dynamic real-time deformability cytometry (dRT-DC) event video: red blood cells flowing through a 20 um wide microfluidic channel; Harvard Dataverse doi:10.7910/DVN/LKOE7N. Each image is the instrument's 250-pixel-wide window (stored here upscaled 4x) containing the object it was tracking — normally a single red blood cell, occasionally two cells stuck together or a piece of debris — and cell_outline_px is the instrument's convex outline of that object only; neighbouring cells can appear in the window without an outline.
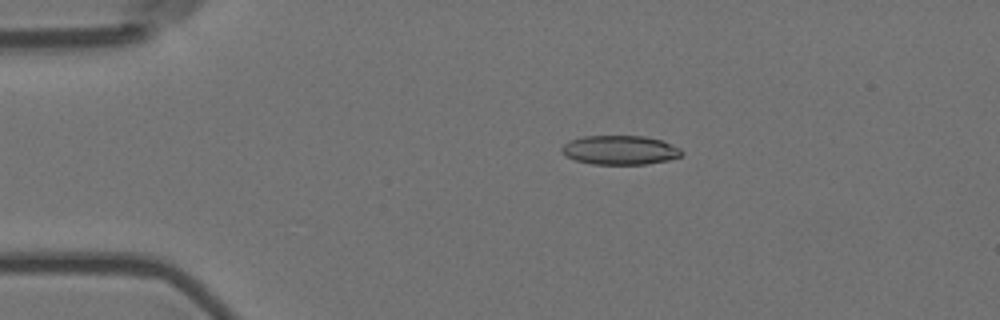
{"species": "Egyptian fruit bat (a non-hibernating species)", "species_latin": "Rousettus aegyptiacus", "temperature_condition": "room temperature", "stored_images_in_passage": 28, "camera_frame_rate_fps": 3000, "um_per_image_px": 0.085, "animal": {"sex": "female"}, "frame": {"image": 1, "passage_image": 12, "time_ms": 3.667, "image_size_px": [1000, 320], "cell_outline_px": [[684, 152], [680, 156], [668, 160], [644, 164], [592, 164], [576, 160], [568, 156], [560, 148], [564, 144], [572, 140], [584, 136], [644, 136], [660, 140], [680, 148]], "centroid_in_image_um": [52.72, 12.75], "position_along_channel_um": 32.3, "area_um2": 20.06}}
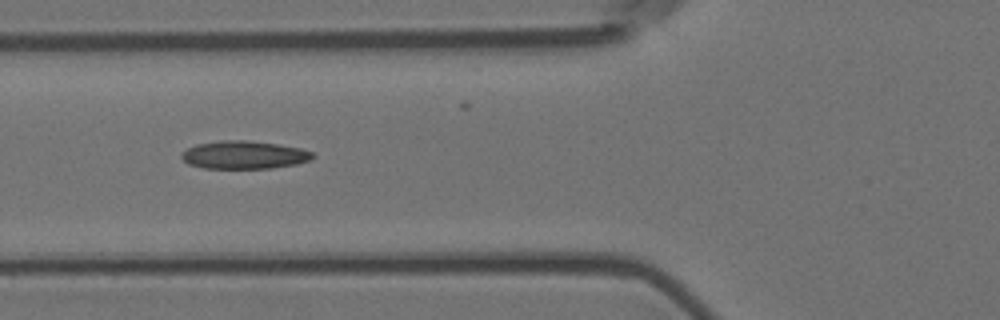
{"frame": {"image": 2, "passage_image": 22, "time_ms": 7.0, "image_size_px": [1000, 320], "cell_outline_px": [[316, 156], [312, 160], [296, 164], [272, 168], [204, 168], [188, 164], [180, 156], [188, 148], [196, 144], [220, 140], [244, 140], [276, 144], [300, 148], [312, 152]], "centroid_in_image_um": [20.77, 13.17], "position_along_channel_um": 105.0, "area_um2": 21.33}}
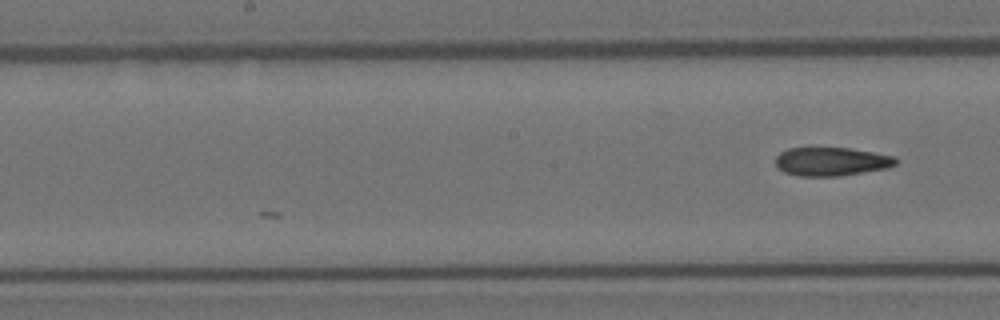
{"frame": {"image": 3, "passage_image": 28, "time_ms": 9.0, "image_size_px": [1000, 320], "cell_outline_px": [[900, 160], [896, 164], [888, 168], [840, 176], [800, 176], [784, 172], [776, 164], [776, 156], [780, 152], [788, 148], [808, 144], [812, 144], [852, 148], [896, 156]], "centroid_in_image_um": [70.66, 13.67], "position_along_channel_um": 177.5, "area_um2": 21.15}}